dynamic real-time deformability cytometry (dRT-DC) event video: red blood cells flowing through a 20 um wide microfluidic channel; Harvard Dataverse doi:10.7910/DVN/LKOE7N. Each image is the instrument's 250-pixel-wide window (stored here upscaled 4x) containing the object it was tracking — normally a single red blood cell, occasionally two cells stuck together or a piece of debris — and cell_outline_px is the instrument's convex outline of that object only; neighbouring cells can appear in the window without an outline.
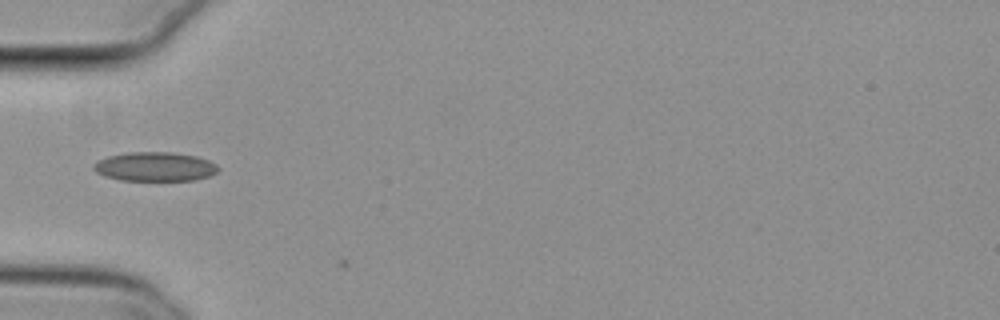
{"species": "common noctule bat (a hibernating species)", "species_latin": "Nyctalus noctula", "temperature_condition": "cold", "stored_images_in_passage": 4, "camera_frame_rate_fps": 3000, "um_per_image_px": 0.085, "animal": {"sex": "female", "body_mass_g": 29.2, "forearm_length_mm": 56.3}, "frame": {"image": 1, "passage_image": 2, "time_ms": 0.333, "image_size_px": [1000, 320], "cell_outline_px": [[220, 168], [216, 172], [208, 176], [196, 180], [120, 180], [104, 176], [96, 172], [92, 168], [92, 164], [96, 160], [108, 156], [128, 152], [172, 152], [196, 156], [208, 160], [216, 164]], "centroid_in_image_um": [13.13, 14.16], "position_along_channel_um": 71.9, "area_um2": 21.27}}